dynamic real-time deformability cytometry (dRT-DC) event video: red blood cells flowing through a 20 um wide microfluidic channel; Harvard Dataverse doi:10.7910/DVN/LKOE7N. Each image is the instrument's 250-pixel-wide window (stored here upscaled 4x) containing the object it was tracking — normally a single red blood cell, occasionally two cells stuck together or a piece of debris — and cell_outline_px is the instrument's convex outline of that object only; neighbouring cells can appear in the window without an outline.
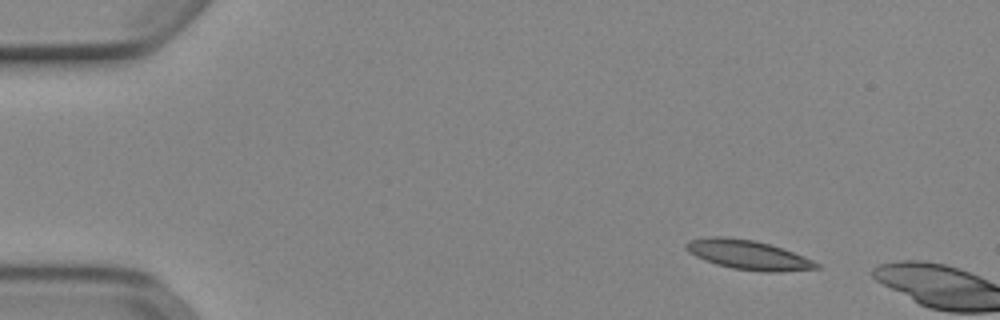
{"species": "Egyptian fruit bat (a non-hibernating species)", "species_latin": "Rousettus aegyptiacus", "temperature_condition": "cold", "stored_images_in_passage": 4, "camera_frame_rate_fps": 3000, "um_per_image_px": 0.085, "animal": {"sex": "female"}, "frame": {"image": 1, "passage_image": 1, "time_ms": 0.0, "image_size_px": [1000, 320], "cell_outline_px": [[820, 268], [776, 272], [764, 272], [732, 268], [716, 264], [704, 260], [688, 252], [684, 248], [684, 244], [688, 240], [708, 236], [728, 236], [756, 240], [804, 256], [820, 264]], "centroid_in_image_um": [63.53, 21.64], "position_along_channel_um": 21.5, "area_um2": 22.43}}